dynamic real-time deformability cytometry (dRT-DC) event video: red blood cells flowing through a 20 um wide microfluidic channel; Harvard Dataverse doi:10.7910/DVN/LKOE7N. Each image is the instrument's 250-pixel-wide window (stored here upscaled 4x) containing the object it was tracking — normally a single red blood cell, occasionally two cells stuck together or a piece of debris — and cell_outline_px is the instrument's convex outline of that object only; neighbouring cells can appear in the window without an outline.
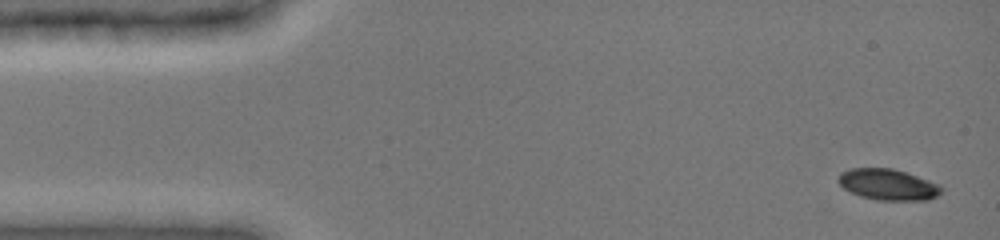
{"species": "common noctule bat (a hibernating species)", "species_latin": "Nyctalus noctula", "temperature_condition": "cold", "stored_images_in_passage": 7, "camera_frame_rate_fps": 3000, "um_per_image_px": 0.085, "animal": {"sex": "female", "body_mass_g": 19.0, "forearm_length_mm": 51.5}, "frame": {"image": 1, "passage_image": 1, "time_ms": 0.0, "image_size_px": [1000, 240], "cell_outline_px": [[944, 192], [928, 200], [880, 200], [860, 196], [844, 188], [836, 180], [840, 172], [848, 168], [892, 168], [940, 184], [944, 188]], "centroid_in_image_um": [75.48, 15.68], "position_along_channel_um": 9.5, "area_um2": 18.73}}
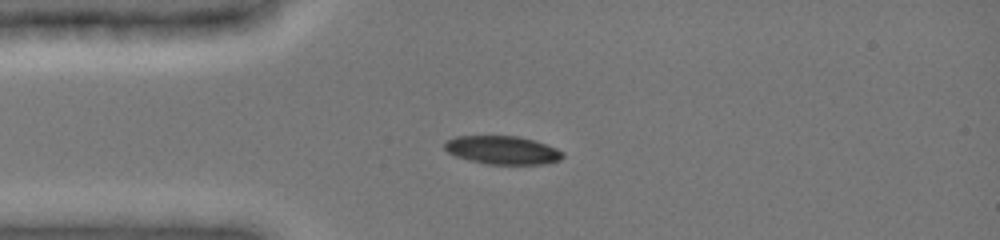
{"frame": {"image": 2, "passage_image": 5, "time_ms": 3.333, "image_size_px": [1000, 240], "cell_outline_px": [[564, 156], [560, 160], [544, 164], [488, 164], [456, 156], [448, 152], [444, 148], [444, 140], [456, 136], [520, 136], [556, 148], [564, 152]], "centroid_in_image_um": [42.7, 12.75], "position_along_channel_um": 42.3, "area_um2": 19.42}}